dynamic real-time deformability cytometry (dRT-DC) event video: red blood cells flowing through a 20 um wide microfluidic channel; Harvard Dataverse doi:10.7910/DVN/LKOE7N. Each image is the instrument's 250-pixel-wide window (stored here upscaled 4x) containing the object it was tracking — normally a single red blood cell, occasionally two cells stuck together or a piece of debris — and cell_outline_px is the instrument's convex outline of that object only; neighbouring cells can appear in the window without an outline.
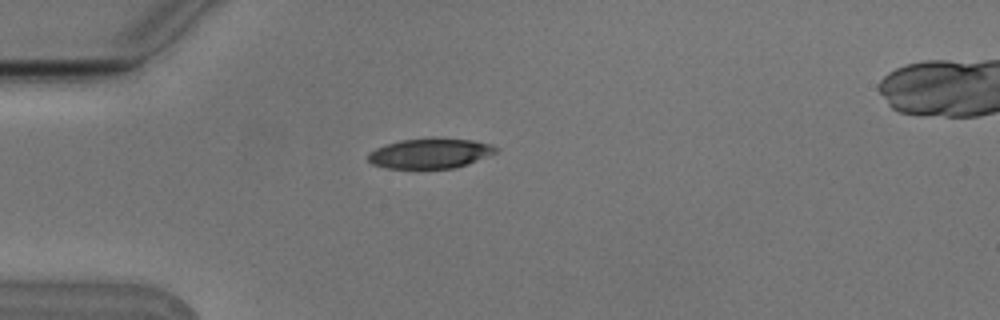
{"species": "Egyptian fruit bat (a non-hibernating species)", "species_latin": "Rousettus aegyptiacus", "temperature_condition": "cold", "stored_images_in_passage": 1, "camera_frame_rate_fps": 3000, "um_per_image_px": 0.085, "animal": {"sex": "male"}, "frame": {"image": 1, "passage_image": 1, "time_ms": 0.0, "image_size_px": [1000, 320], "cell_outline_px": [[496, 152], [468, 164], [456, 168], [388, 168], [372, 164], [368, 160], [368, 152], [376, 148], [400, 140], [472, 140], [488, 144], [496, 148]], "centroid_in_image_um": [36.51, 13.07], "position_along_channel_um": 48.5, "area_um2": 21.44}}